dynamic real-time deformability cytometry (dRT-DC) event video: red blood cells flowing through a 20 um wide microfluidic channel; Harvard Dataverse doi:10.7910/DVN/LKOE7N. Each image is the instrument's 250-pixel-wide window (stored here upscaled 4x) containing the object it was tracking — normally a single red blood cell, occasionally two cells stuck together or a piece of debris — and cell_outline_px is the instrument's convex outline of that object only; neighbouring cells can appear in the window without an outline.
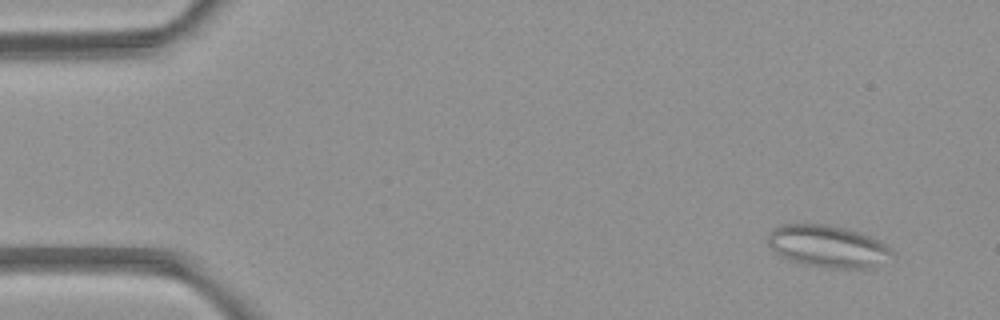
{"species": "common noctule bat (a hibernating species)", "species_latin": "Nyctalus noctula", "temperature_condition": "room temperature", "stored_images_in_passage": 4, "camera_frame_rate_fps": 3000, "um_per_image_px": 0.085, "animal": {"sex": "female", "body_mass_g": 21.9}, "frame": {"image": 1, "passage_image": 2, "time_ms": 1.0, "image_size_px": [1000, 320], "cell_outline_px": [[896, 260], [872, 268], [824, 268], [804, 264], [788, 260], [780, 256], [768, 244], [768, 236], [772, 228], [780, 224], [828, 224], [860, 232], [880, 240], [888, 244], [896, 252]], "centroid_in_image_um": [70.48, 20.96], "position_along_channel_um": 14.5, "area_um2": 31.44}}